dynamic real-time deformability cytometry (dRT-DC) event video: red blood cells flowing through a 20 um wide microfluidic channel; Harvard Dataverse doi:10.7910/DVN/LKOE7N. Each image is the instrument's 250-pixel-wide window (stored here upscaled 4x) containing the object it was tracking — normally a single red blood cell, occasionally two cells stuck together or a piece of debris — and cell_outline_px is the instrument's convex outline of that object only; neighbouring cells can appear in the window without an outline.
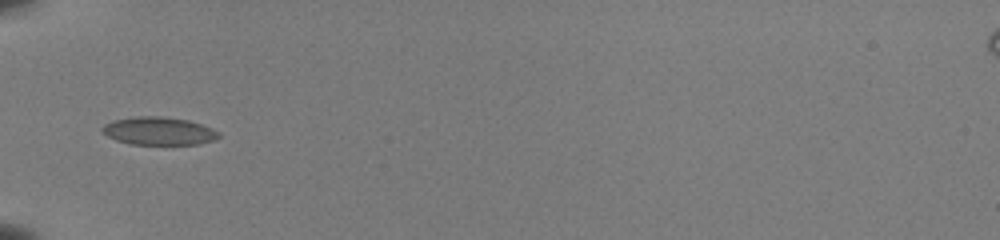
{"species": "common noctule bat (a hibernating species)", "species_latin": "Nyctalus noctula", "temperature_condition": "room temperature", "stored_images_in_passage": 33, "camera_frame_rate_fps": 3000, "um_per_image_px": 0.085, "animal": {"sex": "female", "body_mass_g": 22.0, "forearm_length_mm": 56.7}, "frame": {"image": 1, "passage_image": 1, "time_ms": 0.0, "image_size_px": [1000, 240], "cell_outline_px": [[220, 136], [212, 140], [196, 144], [132, 144], [116, 140], [100, 132], [100, 128], [104, 124], [112, 120], [132, 116], [160, 116], [188, 120], [212, 128], [220, 132]], "centroid_in_image_um": [13.44, 11.12], "position_along_channel_um": 71.6, "area_um2": 19.02}}
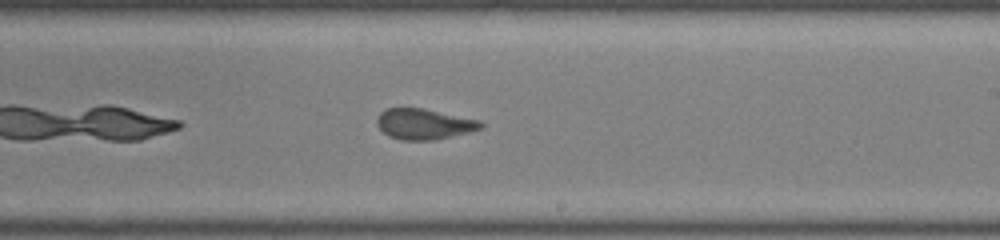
{"frame": {"image": 2, "passage_image": 15, "time_ms": 4.667, "image_size_px": [1000, 240], "cell_outline_px": [[484, 128], [436, 140], [400, 140], [388, 136], [376, 124], [376, 120], [380, 112], [388, 108], [424, 108], [480, 120], [484, 124]], "centroid_in_image_um": [36.05, 10.54], "position_along_channel_um": 252.9, "area_um2": 18.67}}
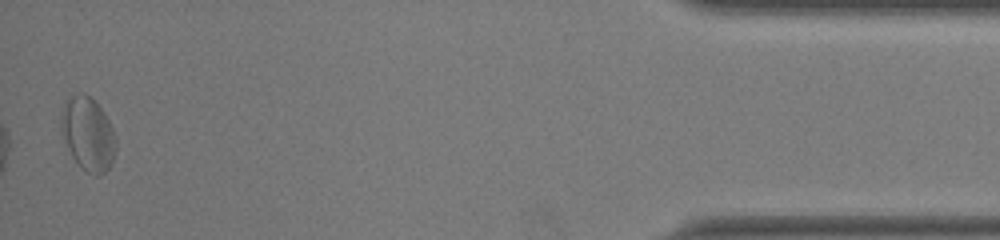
{"frame": {"image": 3, "passage_image": 33, "time_ms": 10.667, "image_size_px": [1000, 240], "cell_outline_px": [[116, 148], [112, 160], [108, 168], [100, 176], [96, 176], [80, 168], [72, 156], [68, 148], [60, 128], [60, 120], [64, 100], [80, 92], [88, 96], [100, 108], [108, 120], [112, 128], [116, 140]], "centroid_in_image_um": [7.45, 11.4], "position_along_channel_um": 427.7, "area_um2": 23.24}, "authors_computed_cell_mechanics": {"area_um2": 19.074, "velocity_mm_per_s": 3.964, "shape_relaxation_time_tau1_ms": 5.0269, "shape_relaxation_time_tau2_ms": 0.879, "deformation_change_tau1": 0.1056, "deformation_change_tau2": 0.0555}}